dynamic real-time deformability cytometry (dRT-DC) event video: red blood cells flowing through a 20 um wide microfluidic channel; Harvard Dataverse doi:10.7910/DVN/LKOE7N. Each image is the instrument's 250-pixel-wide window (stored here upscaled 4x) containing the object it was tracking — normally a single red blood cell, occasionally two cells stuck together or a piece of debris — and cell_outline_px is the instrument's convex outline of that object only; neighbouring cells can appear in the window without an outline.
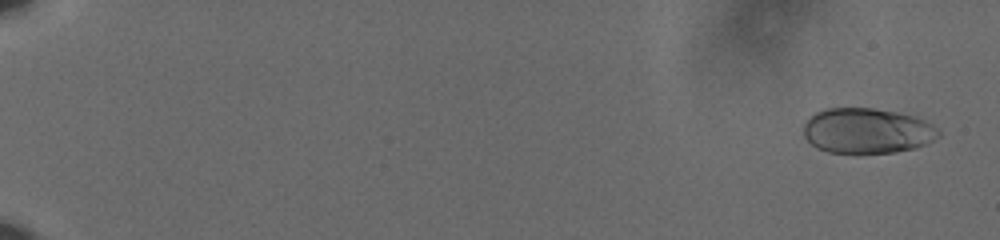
{"species": "human", "species_latin": "Homo sapiens", "temperature_condition": "cold", "stored_images_in_passage": 60, "camera_frame_rate_fps": 3000, "um_per_image_px": 0.085, "donor": {"sex": "male"}, "frame": {"image": 1, "passage_image": 3, "time_ms": 0.667, "image_size_px": [1000, 240], "cell_outline_px": [[940, 136], [916, 148], [896, 152], [828, 152], [816, 148], [804, 136], [804, 124], [816, 112], [828, 108], [872, 108], [896, 112], [916, 116], [932, 124], [940, 132]], "centroid_in_image_um": [73.72, 11.11], "position_along_channel_um": 11.3, "area_um2": 35.37}}
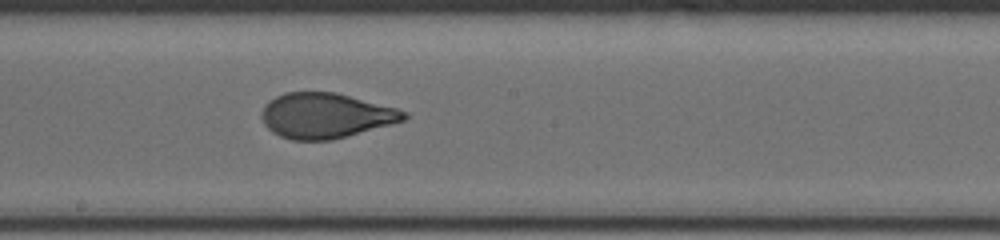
{"frame": {"image": 2, "passage_image": 37, "time_ms": 12.0, "image_size_px": [1000, 240], "cell_outline_px": [[408, 116], [404, 120], [332, 140], [292, 140], [280, 136], [272, 132], [264, 124], [260, 116], [264, 104], [268, 100], [284, 92], [336, 92], [396, 108], [408, 112]], "centroid_in_image_um": [27.63, 9.82], "position_along_channel_um": 220.6, "area_um2": 37.4}}
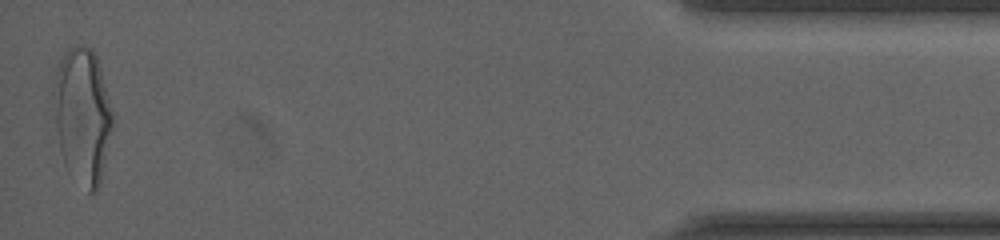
{"frame": {"image": 3, "passage_image": 60, "time_ms": 19.667, "image_size_px": [1000, 240], "cell_outline_px": [[112, 128], [100, 184], [96, 192], [88, 192], [64, 164], [60, 152], [56, 124], [52, 92], [56, 64], [64, 52], [68, 48], [76, 44], [84, 44], [92, 48], [96, 56], [100, 68], [112, 112]], "centroid_in_image_um": [6.98, 9.76], "position_along_channel_um": 428.2, "area_um2": 46.59}, "authors_computed_cell_mechanics": {"area_um2": 37.3966, "velocity_mm_per_s": 3.6261, "shape_relaxation_time_tau1_ms": 4.8207, "shape_relaxation_time_tau2_ms": null, "deformation_change_tau1": 0.1754, "deformation_change_tau2": null}}